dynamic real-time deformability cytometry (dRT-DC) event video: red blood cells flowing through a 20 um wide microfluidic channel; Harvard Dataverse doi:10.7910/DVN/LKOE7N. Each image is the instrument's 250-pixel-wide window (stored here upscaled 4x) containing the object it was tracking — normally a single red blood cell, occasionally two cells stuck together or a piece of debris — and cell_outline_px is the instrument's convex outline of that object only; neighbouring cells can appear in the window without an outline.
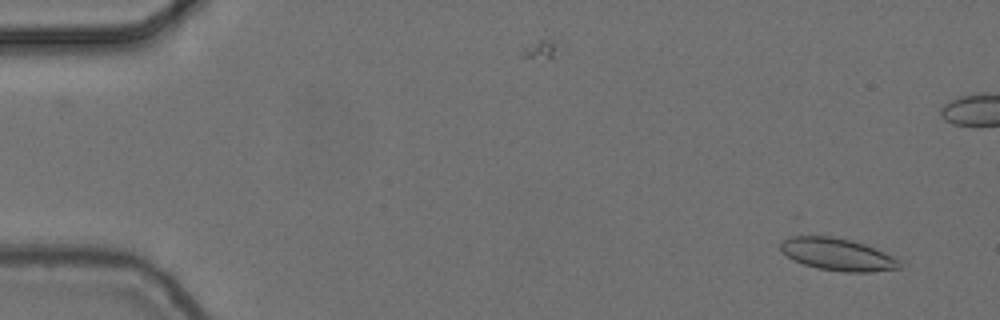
{"species": "common noctule bat (a hibernating species)", "species_latin": "Nyctalus noctula", "temperature_condition": "cold", "stored_images_in_passage": 2, "camera_frame_rate_fps": 3000, "um_per_image_px": 0.085, "animal": {"sex": "female", "body_mass_g": 24.6, "forearm_length_mm": 56.2}, "frame": {"image": 1, "passage_image": 2, "time_ms": 0.333, "image_size_px": [1000, 320], "cell_outline_px": [[900, 268], [872, 272], [844, 272], [816, 268], [792, 260], [780, 252], [780, 244], [788, 236], [796, 232], [832, 236], [852, 240], [876, 248], [900, 260]], "centroid_in_image_um": [71.08, 21.58], "position_along_channel_um": 13.9, "area_um2": 23.24}}